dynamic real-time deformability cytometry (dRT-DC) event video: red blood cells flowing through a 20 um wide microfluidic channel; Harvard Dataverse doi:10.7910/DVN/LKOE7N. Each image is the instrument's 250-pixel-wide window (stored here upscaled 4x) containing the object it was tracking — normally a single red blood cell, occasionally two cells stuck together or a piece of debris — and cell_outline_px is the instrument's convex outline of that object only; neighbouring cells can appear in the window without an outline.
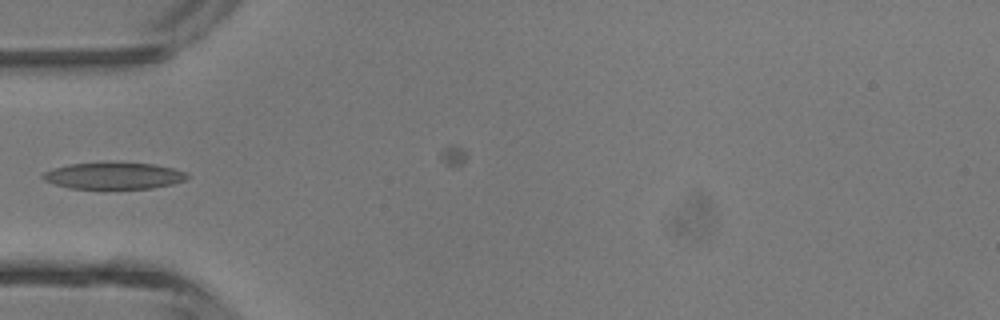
{"species": "common noctule bat (a hibernating species)", "species_latin": "Nyctalus noctula", "temperature_condition": "room temperature", "stored_images_in_passage": 4, "camera_frame_rate_fps": 3000, "um_per_image_px": 0.085, "animal": {"sex": "male", "body_mass_g": 13.3}, "frame": {"image": 1, "passage_image": 4, "time_ms": 4.333, "image_size_px": [1000, 320], "cell_outline_px": [[188, 176], [184, 180], [172, 184], [152, 188], [68, 188], [44, 180], [40, 176], [44, 172], [52, 168], [68, 164], [104, 160], [156, 164], [188, 172]], "centroid_in_image_um": [9.64, 14.89], "position_along_channel_um": 75.4, "area_um2": 23.06}}